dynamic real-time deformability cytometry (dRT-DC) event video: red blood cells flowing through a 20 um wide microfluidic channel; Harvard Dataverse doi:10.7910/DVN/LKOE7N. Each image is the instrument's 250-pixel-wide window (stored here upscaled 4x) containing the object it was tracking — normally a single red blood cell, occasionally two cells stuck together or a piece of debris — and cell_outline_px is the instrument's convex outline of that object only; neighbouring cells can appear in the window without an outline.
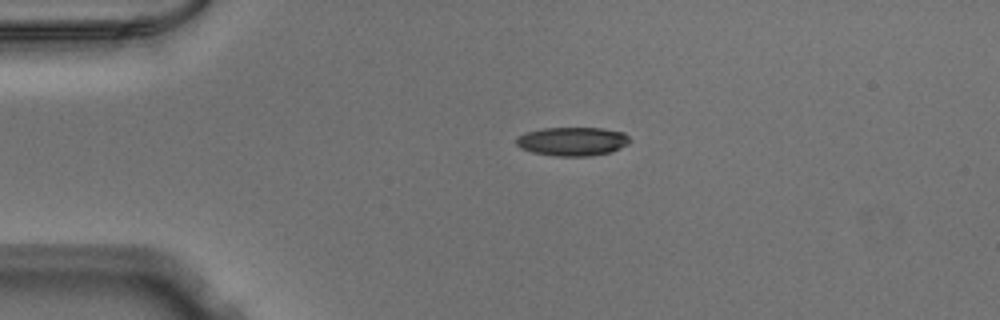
{"species": "Egyptian fruit bat (a non-hibernating species)", "species_latin": "Rousettus aegyptiacus", "temperature_condition": "warm", "stored_images_in_passage": 41, "camera_frame_rate_fps": 3000, "um_per_image_px": 0.085, "animal": {"sex": "male"}, "frame": {"image": 1, "passage_image": 1, "time_ms": 0.0, "image_size_px": [1000, 320], "cell_outline_px": [[628, 144], [612, 152], [592, 156], [556, 156], [532, 152], [520, 148], [516, 144], [516, 136], [524, 132], [544, 128], [604, 128], [624, 132], [628, 136]], "centroid_in_image_um": [48.64, 12.02], "position_along_channel_um": 36.4, "area_um2": 19.19}}
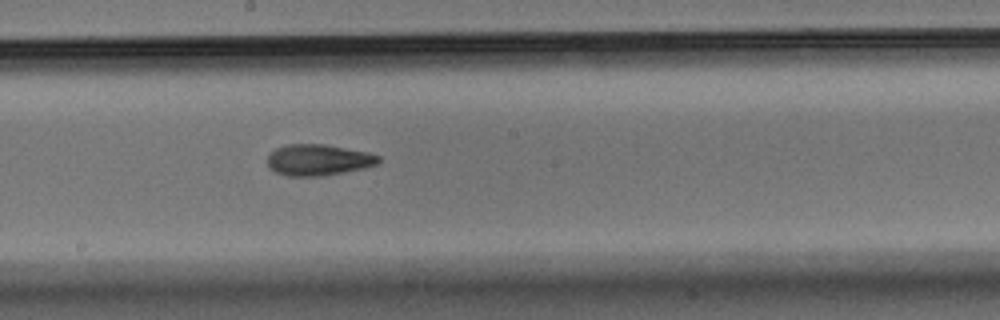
{"frame": {"image": 2, "passage_image": 18, "time_ms": 5.667, "image_size_px": [1000, 320], "cell_outline_px": [[380, 160], [376, 164], [364, 168], [344, 172], [320, 176], [288, 176], [276, 172], [268, 168], [268, 156], [276, 148], [284, 144], [324, 144], [368, 152], [380, 156]], "centroid_in_image_um": [27.04, 13.59], "position_along_channel_um": 221.2, "area_um2": 20.17}}
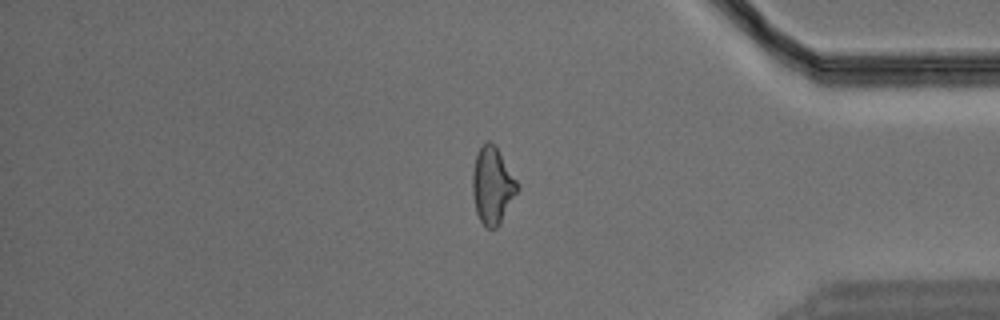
{"frame": {"image": 3, "passage_image": 33, "time_ms": 10.667, "image_size_px": [1000, 320], "cell_outline_px": [[520, 188], [500, 224], [496, 228], [488, 228], [480, 220], [476, 212], [472, 192], [472, 172], [476, 156], [480, 148], [488, 140], [496, 144], [516, 180]], "centroid_in_image_um": [41.86, 15.76], "position_along_channel_um": 393.3, "area_um2": 20.11}}